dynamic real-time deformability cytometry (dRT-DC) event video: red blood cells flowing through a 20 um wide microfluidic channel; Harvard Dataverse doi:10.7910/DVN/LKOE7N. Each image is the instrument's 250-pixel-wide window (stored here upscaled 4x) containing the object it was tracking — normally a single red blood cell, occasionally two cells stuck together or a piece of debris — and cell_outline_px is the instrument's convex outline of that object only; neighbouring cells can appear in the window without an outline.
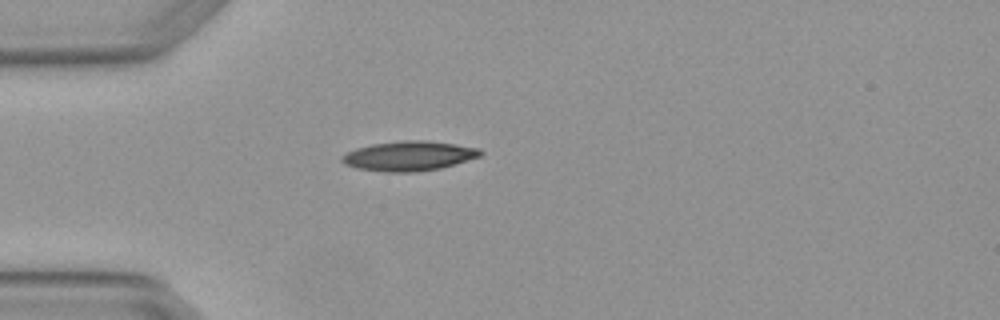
{"species": "Egyptian fruit bat (a non-hibernating species)", "species_latin": "Rousettus aegyptiacus", "temperature_condition": "warm", "stored_images_in_passage": 1, "camera_frame_rate_fps": 3000, "um_per_image_px": 0.085, "animal": {"sex": "female"}, "frame": {"image": 1, "passage_image": 1, "time_ms": 0.0, "image_size_px": [1000, 320], "cell_outline_px": [[484, 152], [480, 156], [440, 168], [412, 172], [384, 172], [356, 168], [344, 164], [340, 160], [340, 156], [356, 148], [372, 144], [404, 140], [424, 140], [456, 144], [480, 148]], "centroid_in_image_um": [34.73, 13.25], "position_along_channel_um": 50.3, "area_um2": 23.93}}